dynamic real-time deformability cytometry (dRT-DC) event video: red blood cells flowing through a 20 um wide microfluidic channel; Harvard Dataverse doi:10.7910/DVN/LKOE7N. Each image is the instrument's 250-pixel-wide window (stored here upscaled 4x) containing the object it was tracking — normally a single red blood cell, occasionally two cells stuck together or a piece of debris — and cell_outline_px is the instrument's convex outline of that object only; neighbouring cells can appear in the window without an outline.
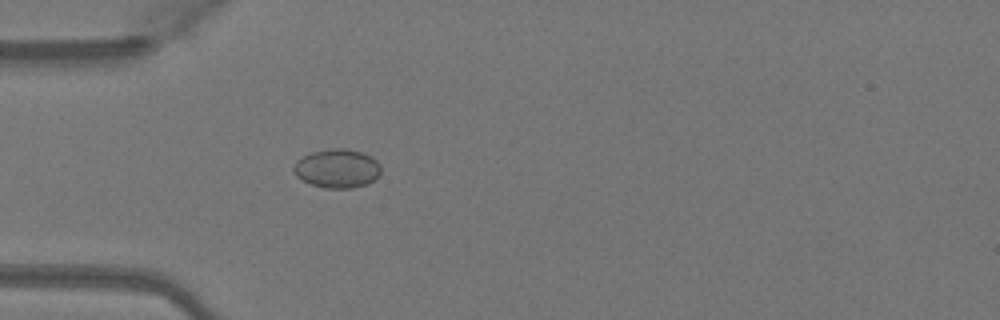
{"species": "Egyptian fruit bat (a non-hibernating species)", "species_latin": "Rousettus aegyptiacus", "temperature_condition": "warm", "stored_images_in_passage": 48, "camera_frame_rate_fps": 3000, "um_per_image_px": 0.085, "animal": {"sex": "female"}, "frame": {"image": 1, "passage_image": 14, "time_ms": 4.333, "image_size_px": [1000, 320], "cell_outline_px": [[380, 172], [368, 184], [352, 188], [324, 188], [312, 184], [296, 176], [292, 172], [292, 168], [296, 160], [312, 152], [332, 148], [344, 148], [360, 152], [372, 156], [380, 164]], "centroid_in_image_um": [28.64, 14.32], "position_along_channel_um": 56.4, "area_um2": 19.71}}
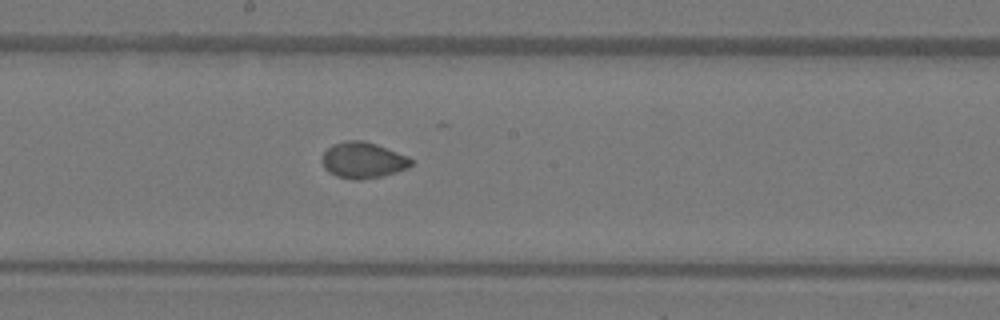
{"frame": {"image": 2, "passage_image": 26, "time_ms": 8.333, "image_size_px": [1000, 320], "cell_outline_px": [[412, 164], [408, 168], [396, 172], [380, 176], [360, 180], [352, 180], [336, 176], [328, 172], [324, 168], [320, 160], [320, 156], [332, 144], [344, 140], [364, 140], [376, 144], [408, 156], [412, 160]], "centroid_in_image_um": [30.8, 13.61], "position_along_channel_um": 217.4, "area_um2": 18.96}}
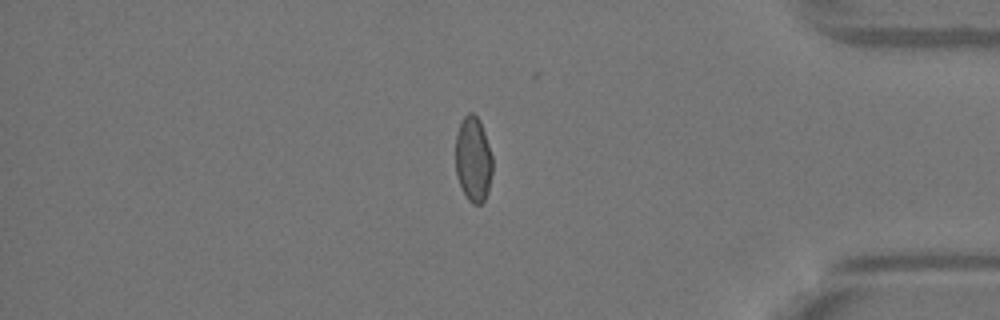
{"frame": {"image": 3, "passage_image": 41, "time_ms": 13.333, "image_size_px": [1000, 320], "cell_outline_px": [[492, 172], [488, 192], [484, 200], [480, 204], [472, 204], [468, 200], [456, 176], [456, 132], [464, 116], [468, 112], [472, 112], [480, 120], [492, 156]], "centroid_in_image_um": [40.22, 13.53], "position_along_channel_um": 395.0, "area_um2": 18.32}}